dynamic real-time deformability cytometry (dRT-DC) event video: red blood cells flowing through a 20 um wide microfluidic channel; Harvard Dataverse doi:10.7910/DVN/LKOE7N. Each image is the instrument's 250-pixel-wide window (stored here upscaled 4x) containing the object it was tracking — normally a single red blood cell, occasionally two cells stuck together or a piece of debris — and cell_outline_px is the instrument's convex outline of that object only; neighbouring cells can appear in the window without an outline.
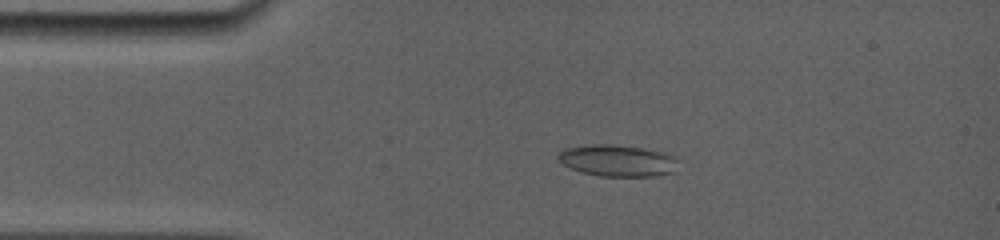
{"species": "common noctule bat (a hibernating species)", "species_latin": "Nyctalus noctula", "temperature_condition": "room temperature", "stored_images_in_passage": 26, "camera_frame_rate_fps": 5000, "um_per_image_px": 0.085, "animal": {"sex": "female", "body_mass_g": 19.0, "forearm_length_mm": 56.7}, "frame": {"image": 1, "passage_image": 5, "time_ms": 2.4, "image_size_px": [1000, 240], "cell_outline_px": [[684, 160], [680, 172], [656, 176], [596, 176], [572, 168], [564, 164], [556, 156], [564, 148], [588, 144], [612, 144], [644, 148], [668, 152]], "centroid_in_image_um": [52.69, 13.65], "position_along_channel_um": 32.3, "area_um2": 23.06}}
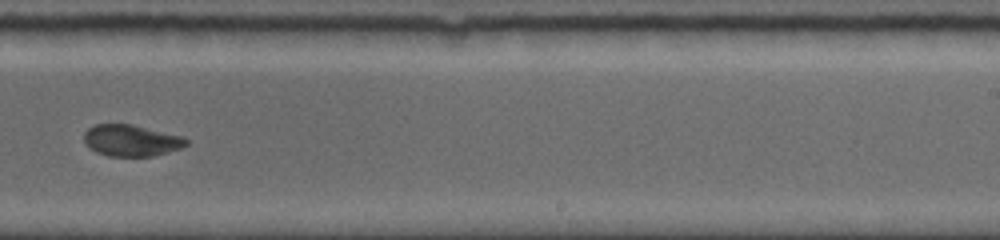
{"frame": {"image": 2, "passage_image": 17, "time_ms": 9.6, "image_size_px": [1000, 240], "cell_outline_px": [[188, 144], [180, 148], [168, 152], [152, 156], [108, 156], [96, 152], [84, 140], [84, 132], [88, 128], [96, 124], [132, 124], [184, 136], [188, 140]], "centroid_in_image_um": [11.19, 11.93], "position_along_channel_um": 277.8, "area_um2": 18.73}}
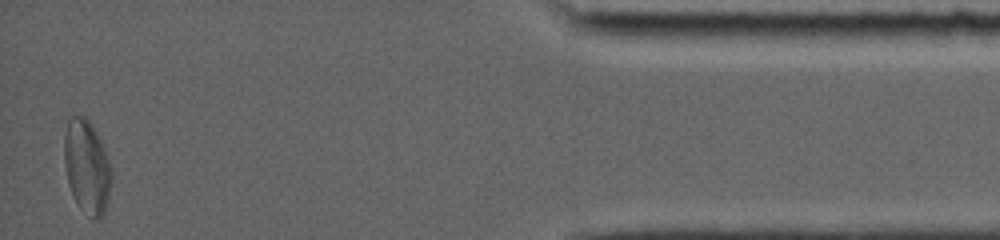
{"frame": {"image": 3, "passage_image": 26, "time_ms": 15.0, "image_size_px": [1000, 240], "cell_outline_px": [[112, 180], [108, 200], [104, 216], [96, 220], [80, 208], [72, 196], [68, 184], [64, 164], [64, 136], [68, 120], [72, 116], [84, 116], [92, 124], [104, 148], [108, 160]], "centroid_in_image_um": [7.37, 14.2], "position_along_channel_um": 427.8, "area_um2": 25.78}, "authors_computed_cell_mechanics": {"area_um2": 20.3456, "velocity_mm_per_s": 3.8832, "shape_relaxation_time_tau1_ms": 4.9824, "shape_relaxation_time_tau2_ms": 3.1063, "deformation_change_tau1": 0.1157, "deformation_change_tau2": 0.0621}}